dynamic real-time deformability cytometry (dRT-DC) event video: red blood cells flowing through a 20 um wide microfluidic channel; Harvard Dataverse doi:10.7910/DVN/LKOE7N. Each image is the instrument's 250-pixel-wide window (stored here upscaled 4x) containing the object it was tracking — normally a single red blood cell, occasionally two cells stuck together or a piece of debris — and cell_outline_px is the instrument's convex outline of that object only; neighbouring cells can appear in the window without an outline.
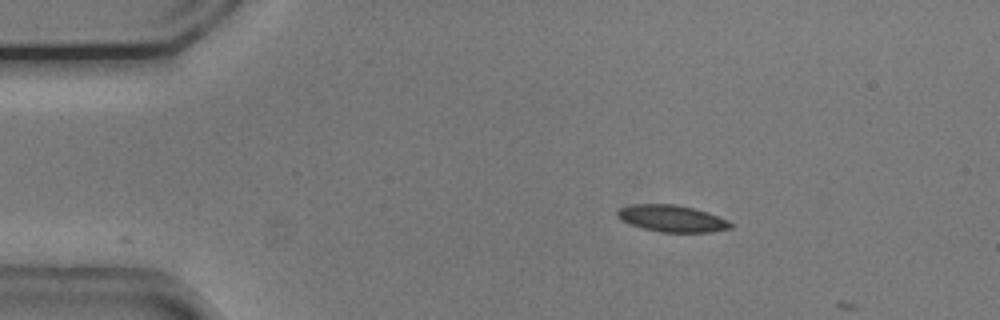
{"species": "common noctule bat (a hibernating species)", "species_latin": "Nyctalus noctula", "temperature_condition": "cold", "stored_images_in_passage": 2, "camera_frame_rate_fps": 3000, "um_per_image_px": 0.085, "animal": {"sex": "male", "body_mass_g": 20.5, "forearm_length_mm": 52.5}, "frame": {"image": 1, "passage_image": 1, "time_ms": 0.0, "image_size_px": [1000, 320], "cell_outline_px": [[732, 228], [712, 232], [660, 232], [628, 224], [620, 220], [616, 216], [616, 212], [620, 208], [632, 204], [676, 204], [708, 212], [728, 220], [732, 224]], "centroid_in_image_um": [57.09, 18.57], "position_along_channel_um": 27.9, "area_um2": 17.74}}